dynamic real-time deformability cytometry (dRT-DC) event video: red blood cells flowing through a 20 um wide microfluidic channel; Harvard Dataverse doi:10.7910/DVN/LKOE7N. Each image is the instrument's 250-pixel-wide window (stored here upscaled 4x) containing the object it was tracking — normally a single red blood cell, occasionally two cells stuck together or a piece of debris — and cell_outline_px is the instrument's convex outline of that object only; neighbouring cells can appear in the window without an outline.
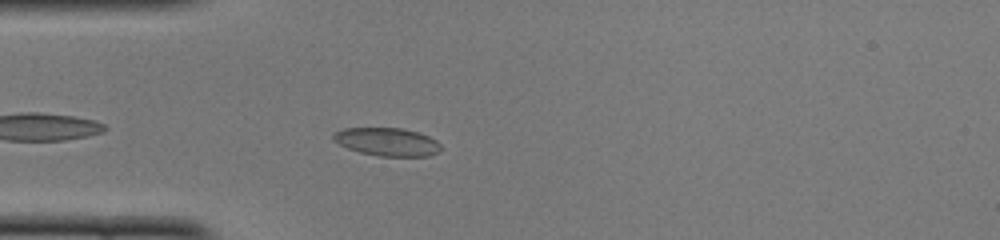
{"species": "common noctule bat (a hibernating species)", "species_latin": "Nyctalus noctula", "temperature_condition": "cold", "stored_images_in_passage": 39, "camera_frame_rate_fps": 3000, "um_per_image_px": 0.085, "animal": {"sex": "female", "body_mass_g": 22.0, "forearm_length_mm": 56.7}, "frame": {"image": 1, "passage_image": 4, "time_ms": 1.0, "image_size_px": [1000, 240], "cell_outline_px": [[440, 152], [428, 156], [380, 156], [360, 152], [348, 148], [332, 140], [332, 136], [336, 132], [344, 128], [404, 128], [428, 136], [436, 140], [440, 144]], "centroid_in_image_um": [32.92, 12.05], "position_along_channel_um": 52.1, "area_um2": 17.51}}
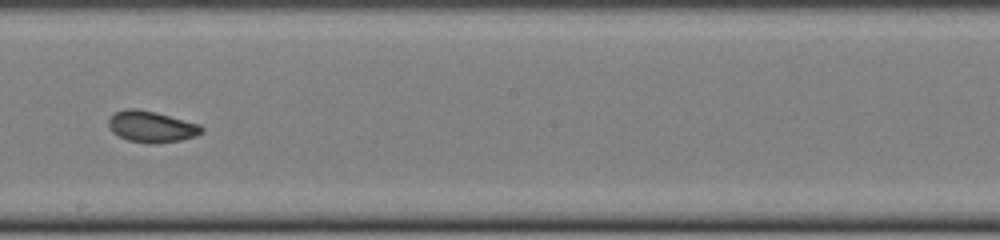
{"frame": {"image": 2, "passage_image": 18, "time_ms": 5.667, "image_size_px": [1000, 240], "cell_outline_px": [[204, 132], [196, 136], [180, 140], [156, 144], [148, 144], [128, 140], [112, 132], [108, 124], [108, 120], [116, 112], [124, 108], [136, 108], [156, 112], [200, 124], [204, 128]], "centroid_in_image_um": [12.9, 10.77], "position_along_channel_um": 235.3, "area_um2": 17.11}}
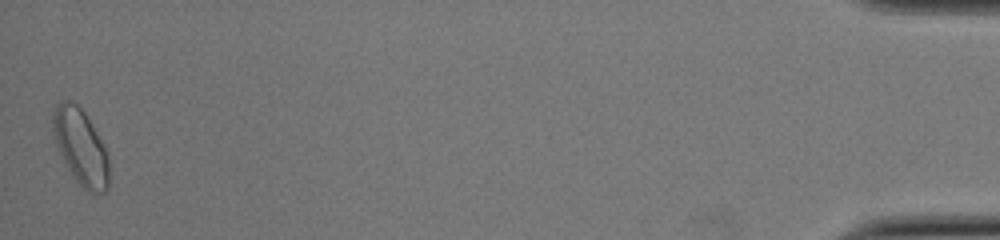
{"frame": {"image": 3, "passage_image": 39, "time_ms": 12.667, "image_size_px": [1000, 240], "cell_outline_px": [[108, 188], [104, 192], [92, 196], [76, 180], [68, 168], [56, 144], [52, 132], [52, 116], [56, 104], [60, 100], [72, 100], [84, 112], [108, 152]], "centroid_in_image_um": [6.85, 12.49], "position_along_channel_um": 428.3, "area_um2": 24.74}, "authors_computed_cell_mechanics": {"area_um2": 17.2244, "velocity_mm_per_s": 4.0819, "shape_relaxation_time_tau1_ms": 10.1381, "shape_relaxation_time_tau2_ms": 1.6587, "deformation_change_tau1": 0.2251, "deformation_change_tau2": 0.0714}}